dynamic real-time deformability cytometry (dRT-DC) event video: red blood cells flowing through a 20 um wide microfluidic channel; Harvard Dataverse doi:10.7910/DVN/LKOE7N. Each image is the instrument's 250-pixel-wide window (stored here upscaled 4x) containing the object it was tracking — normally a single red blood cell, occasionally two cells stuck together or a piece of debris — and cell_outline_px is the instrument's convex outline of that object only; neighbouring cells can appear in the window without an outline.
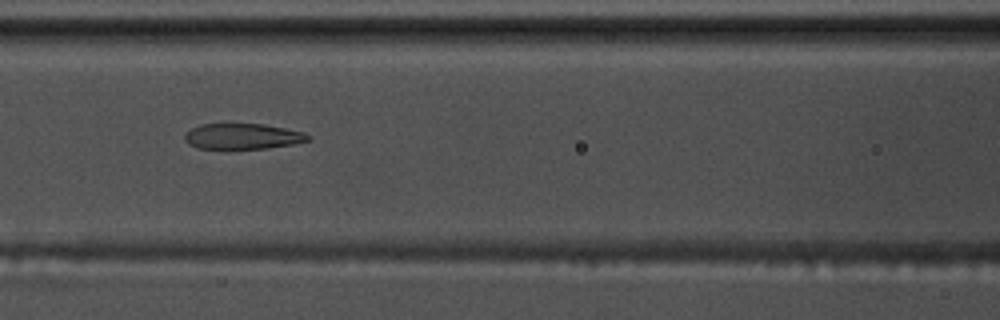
{"species": "common noctule bat (a hibernating species)", "species_latin": "Nyctalus noctula", "temperature_condition": "warm", "stored_images_in_passage": 56, "camera_frame_rate_fps": 3000, "um_per_image_px": 0.085, "animal": {"sex": "male", "body_mass_g": 17.5, "forearm_length_mm": 52.3}, "frame": {"image": 1, "passage_image": 25, "time_ms": 8.0, "image_size_px": [1000, 320], "cell_outline_px": [[308, 140], [292, 144], [268, 148], [196, 148], [188, 144], [184, 140], [184, 136], [192, 128], [200, 124], [264, 124], [304, 132], [308, 136]], "centroid_in_image_um": [20.58, 11.58], "position_along_channel_um": 146.0, "area_um2": 18.15}}
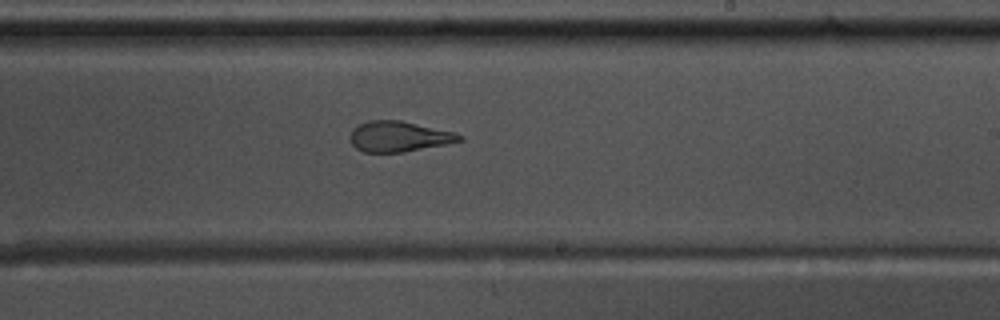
{"frame": {"image": 2, "passage_image": 34, "time_ms": 11.0, "image_size_px": [1000, 320], "cell_outline_px": [[464, 140], [404, 152], [364, 152], [356, 148], [352, 144], [348, 136], [352, 128], [368, 120], [400, 120], [452, 132], [460, 136]], "centroid_in_image_um": [33.81, 11.6], "position_along_channel_um": 255.2, "area_um2": 19.19}}
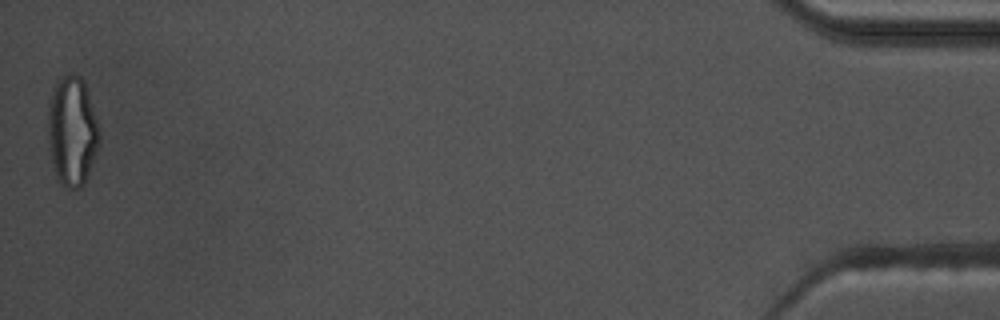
{"frame": {"image": 3, "passage_image": 56, "time_ms": 18.333, "image_size_px": [1000, 320], "cell_outline_px": [[100, 140], [84, 184], [80, 188], [68, 188], [56, 180], [52, 160], [48, 136], [48, 108], [56, 84], [64, 76], [80, 76], [84, 84], [96, 116], [100, 132]], "centroid_in_image_um": [6.13, 11.21], "position_along_channel_um": 429.1, "area_um2": 32.02}, "authors_computed_cell_mechanics": {"area_um2": 21.5305, "velocity_mm_per_s": 3.6482, "shape_relaxation_time_tau1_ms": 7.0801, "shape_relaxation_time_tau2_ms": 2.2261, "deformation_change_tau1": 0.2566, "deformation_change_tau2": 0.1136}}